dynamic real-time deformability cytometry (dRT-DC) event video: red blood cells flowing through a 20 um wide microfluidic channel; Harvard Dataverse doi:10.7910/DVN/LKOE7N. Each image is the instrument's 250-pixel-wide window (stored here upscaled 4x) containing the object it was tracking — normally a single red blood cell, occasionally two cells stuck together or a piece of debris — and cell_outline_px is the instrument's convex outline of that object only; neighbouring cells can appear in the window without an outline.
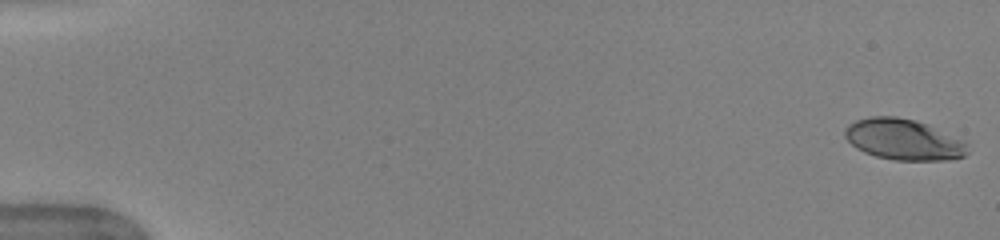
{"species": "human", "species_latin": "Homo sapiens", "temperature_condition": "warm", "stored_images_in_passage": 51, "camera_frame_rate_fps": 3000, "um_per_image_px": 0.085, "donor": {"sex": "female"}, "frame": {"image": 1, "passage_image": 1, "time_ms": 0.0, "image_size_px": [1000, 240], "cell_outline_px": [[968, 152], [964, 156], [948, 160], [896, 160], [876, 156], [864, 152], [856, 148], [844, 136], [844, 128], [848, 124], [856, 120], [868, 116], [896, 116], [916, 120], [928, 124], [964, 140], [968, 144]], "centroid_in_image_um": [76.81, 11.84], "position_along_channel_um": 8.2, "area_um2": 29.54}}
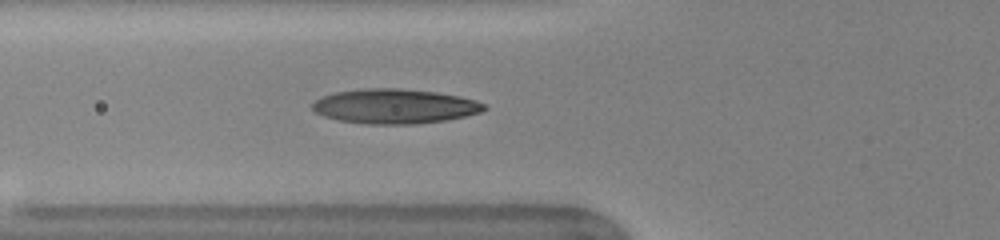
{"frame": {"image": 2, "passage_image": 20, "time_ms": 6.333, "image_size_px": [1000, 240], "cell_outline_px": [[488, 108], [480, 112], [464, 116], [444, 120], [416, 124], [368, 124], [340, 120], [324, 116], [316, 112], [312, 108], [312, 104], [316, 100], [324, 96], [336, 92], [364, 88], [400, 88], [436, 92], [460, 96], [476, 100], [484, 104]], "centroid_in_image_um": [33.56, 9.03], "position_along_channel_um": 92.2, "area_um2": 34.51}}
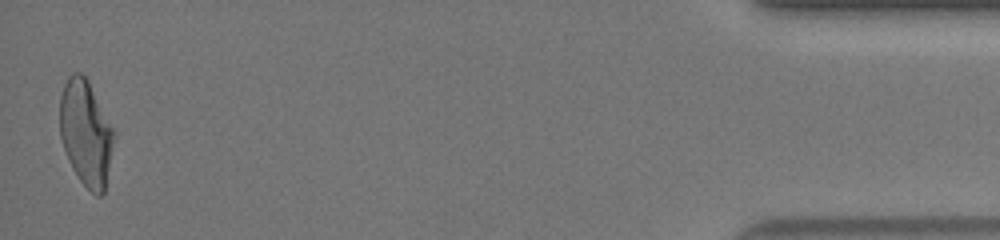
{"frame": {"image": 3, "passage_image": 51, "time_ms": 16.667, "image_size_px": [1000, 240], "cell_outline_px": [[116, 132], [104, 192], [100, 196], [96, 196], [80, 180], [72, 168], [68, 160], [60, 136], [60, 96], [64, 84], [68, 76], [72, 72], [80, 72], [88, 80]], "centroid_in_image_um": [7.3, 11.28], "position_along_channel_um": 427.9, "area_um2": 33.35}, "authors_computed_cell_mechanics": {"area_um2": 33.0616, "velocity_mm_per_s": 4.0019, "shape_relaxation_time_tau1_ms": 6.4087, "shape_relaxation_time_tau2_ms": 1.0162, "deformation_change_tau1": 0.2477, "deformation_change_tau2": 0.0873}}